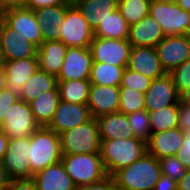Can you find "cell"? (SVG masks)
<instances>
[{
	"mask_svg": "<svg viewBox=\"0 0 190 190\" xmlns=\"http://www.w3.org/2000/svg\"><path fill=\"white\" fill-rule=\"evenodd\" d=\"M130 25L122 17L119 9L109 13L94 29V37L127 39Z\"/></svg>",
	"mask_w": 190,
	"mask_h": 190,
	"instance_id": "f1b7e54d",
	"label": "cell"
},
{
	"mask_svg": "<svg viewBox=\"0 0 190 190\" xmlns=\"http://www.w3.org/2000/svg\"><path fill=\"white\" fill-rule=\"evenodd\" d=\"M59 29V40L67 47L87 48L94 37L93 29L74 4H71L66 9L64 19Z\"/></svg>",
	"mask_w": 190,
	"mask_h": 190,
	"instance_id": "52a82bcc",
	"label": "cell"
},
{
	"mask_svg": "<svg viewBox=\"0 0 190 190\" xmlns=\"http://www.w3.org/2000/svg\"><path fill=\"white\" fill-rule=\"evenodd\" d=\"M60 101L59 90L56 86L53 90L43 92L29 103L34 119L39 126L47 127L49 125Z\"/></svg>",
	"mask_w": 190,
	"mask_h": 190,
	"instance_id": "4316f807",
	"label": "cell"
},
{
	"mask_svg": "<svg viewBox=\"0 0 190 190\" xmlns=\"http://www.w3.org/2000/svg\"><path fill=\"white\" fill-rule=\"evenodd\" d=\"M177 190H190V169H187L185 176L177 182Z\"/></svg>",
	"mask_w": 190,
	"mask_h": 190,
	"instance_id": "7dc6e473",
	"label": "cell"
},
{
	"mask_svg": "<svg viewBox=\"0 0 190 190\" xmlns=\"http://www.w3.org/2000/svg\"><path fill=\"white\" fill-rule=\"evenodd\" d=\"M6 73L5 69L0 70V91H2L6 87Z\"/></svg>",
	"mask_w": 190,
	"mask_h": 190,
	"instance_id": "f5cc1de1",
	"label": "cell"
},
{
	"mask_svg": "<svg viewBox=\"0 0 190 190\" xmlns=\"http://www.w3.org/2000/svg\"><path fill=\"white\" fill-rule=\"evenodd\" d=\"M76 190H118V188L116 186L114 178L112 176H107L100 182L80 186L77 187Z\"/></svg>",
	"mask_w": 190,
	"mask_h": 190,
	"instance_id": "b9f144b4",
	"label": "cell"
},
{
	"mask_svg": "<svg viewBox=\"0 0 190 190\" xmlns=\"http://www.w3.org/2000/svg\"><path fill=\"white\" fill-rule=\"evenodd\" d=\"M61 162L76 187L100 182L108 176L100 153L62 154Z\"/></svg>",
	"mask_w": 190,
	"mask_h": 190,
	"instance_id": "277c9868",
	"label": "cell"
},
{
	"mask_svg": "<svg viewBox=\"0 0 190 190\" xmlns=\"http://www.w3.org/2000/svg\"><path fill=\"white\" fill-rule=\"evenodd\" d=\"M74 5L94 29L109 13L118 9L119 0H78Z\"/></svg>",
	"mask_w": 190,
	"mask_h": 190,
	"instance_id": "484cf974",
	"label": "cell"
},
{
	"mask_svg": "<svg viewBox=\"0 0 190 190\" xmlns=\"http://www.w3.org/2000/svg\"><path fill=\"white\" fill-rule=\"evenodd\" d=\"M67 3H70V4H74L75 2H77L78 0H65Z\"/></svg>",
	"mask_w": 190,
	"mask_h": 190,
	"instance_id": "11a10c76",
	"label": "cell"
},
{
	"mask_svg": "<svg viewBox=\"0 0 190 190\" xmlns=\"http://www.w3.org/2000/svg\"><path fill=\"white\" fill-rule=\"evenodd\" d=\"M54 5H71L65 0H27L26 8L37 10L43 7H50Z\"/></svg>",
	"mask_w": 190,
	"mask_h": 190,
	"instance_id": "ee69618b",
	"label": "cell"
},
{
	"mask_svg": "<svg viewBox=\"0 0 190 190\" xmlns=\"http://www.w3.org/2000/svg\"><path fill=\"white\" fill-rule=\"evenodd\" d=\"M179 95L190 89V58L169 73Z\"/></svg>",
	"mask_w": 190,
	"mask_h": 190,
	"instance_id": "74e56055",
	"label": "cell"
},
{
	"mask_svg": "<svg viewBox=\"0 0 190 190\" xmlns=\"http://www.w3.org/2000/svg\"><path fill=\"white\" fill-rule=\"evenodd\" d=\"M175 156L186 169H190V133H183V143Z\"/></svg>",
	"mask_w": 190,
	"mask_h": 190,
	"instance_id": "ab89813d",
	"label": "cell"
},
{
	"mask_svg": "<svg viewBox=\"0 0 190 190\" xmlns=\"http://www.w3.org/2000/svg\"><path fill=\"white\" fill-rule=\"evenodd\" d=\"M151 0H119L118 9L129 25L140 22L149 14Z\"/></svg>",
	"mask_w": 190,
	"mask_h": 190,
	"instance_id": "d6a6232c",
	"label": "cell"
},
{
	"mask_svg": "<svg viewBox=\"0 0 190 190\" xmlns=\"http://www.w3.org/2000/svg\"><path fill=\"white\" fill-rule=\"evenodd\" d=\"M155 48L166 73H170L190 58L188 35L165 36Z\"/></svg>",
	"mask_w": 190,
	"mask_h": 190,
	"instance_id": "7c38bea8",
	"label": "cell"
},
{
	"mask_svg": "<svg viewBox=\"0 0 190 190\" xmlns=\"http://www.w3.org/2000/svg\"><path fill=\"white\" fill-rule=\"evenodd\" d=\"M68 47L60 40L43 41L37 48L39 69L56 77L61 71Z\"/></svg>",
	"mask_w": 190,
	"mask_h": 190,
	"instance_id": "603a6c76",
	"label": "cell"
},
{
	"mask_svg": "<svg viewBox=\"0 0 190 190\" xmlns=\"http://www.w3.org/2000/svg\"><path fill=\"white\" fill-rule=\"evenodd\" d=\"M145 109V93L131 89L129 87H120V100L118 112L129 114Z\"/></svg>",
	"mask_w": 190,
	"mask_h": 190,
	"instance_id": "836d02e7",
	"label": "cell"
},
{
	"mask_svg": "<svg viewBox=\"0 0 190 190\" xmlns=\"http://www.w3.org/2000/svg\"><path fill=\"white\" fill-rule=\"evenodd\" d=\"M92 63L89 47H68L57 80L89 79Z\"/></svg>",
	"mask_w": 190,
	"mask_h": 190,
	"instance_id": "2e32d148",
	"label": "cell"
},
{
	"mask_svg": "<svg viewBox=\"0 0 190 190\" xmlns=\"http://www.w3.org/2000/svg\"><path fill=\"white\" fill-rule=\"evenodd\" d=\"M28 160L31 178L44 168L62 159L59 135L48 127L40 126L29 136Z\"/></svg>",
	"mask_w": 190,
	"mask_h": 190,
	"instance_id": "3957f363",
	"label": "cell"
},
{
	"mask_svg": "<svg viewBox=\"0 0 190 190\" xmlns=\"http://www.w3.org/2000/svg\"><path fill=\"white\" fill-rule=\"evenodd\" d=\"M28 148L29 136L9 139L8 148L1 162L11 180L31 178Z\"/></svg>",
	"mask_w": 190,
	"mask_h": 190,
	"instance_id": "8fae6325",
	"label": "cell"
},
{
	"mask_svg": "<svg viewBox=\"0 0 190 190\" xmlns=\"http://www.w3.org/2000/svg\"><path fill=\"white\" fill-rule=\"evenodd\" d=\"M27 0H0V14L10 8L26 7Z\"/></svg>",
	"mask_w": 190,
	"mask_h": 190,
	"instance_id": "bcb514c9",
	"label": "cell"
},
{
	"mask_svg": "<svg viewBox=\"0 0 190 190\" xmlns=\"http://www.w3.org/2000/svg\"><path fill=\"white\" fill-rule=\"evenodd\" d=\"M6 87L21 99L22 86L38 69L37 57L5 61Z\"/></svg>",
	"mask_w": 190,
	"mask_h": 190,
	"instance_id": "d6986e66",
	"label": "cell"
},
{
	"mask_svg": "<svg viewBox=\"0 0 190 190\" xmlns=\"http://www.w3.org/2000/svg\"><path fill=\"white\" fill-rule=\"evenodd\" d=\"M159 164L162 174L170 177L176 182L180 181L187 171L176 156L164 157L159 160Z\"/></svg>",
	"mask_w": 190,
	"mask_h": 190,
	"instance_id": "8d00e7d4",
	"label": "cell"
},
{
	"mask_svg": "<svg viewBox=\"0 0 190 190\" xmlns=\"http://www.w3.org/2000/svg\"><path fill=\"white\" fill-rule=\"evenodd\" d=\"M9 138L5 135V133L0 128V161L3 158L6 150L8 148Z\"/></svg>",
	"mask_w": 190,
	"mask_h": 190,
	"instance_id": "c3c4849f",
	"label": "cell"
},
{
	"mask_svg": "<svg viewBox=\"0 0 190 190\" xmlns=\"http://www.w3.org/2000/svg\"><path fill=\"white\" fill-rule=\"evenodd\" d=\"M0 18L37 48L43 42L41 26L34 10L26 7L10 8L3 11Z\"/></svg>",
	"mask_w": 190,
	"mask_h": 190,
	"instance_id": "9c48e42d",
	"label": "cell"
},
{
	"mask_svg": "<svg viewBox=\"0 0 190 190\" xmlns=\"http://www.w3.org/2000/svg\"><path fill=\"white\" fill-rule=\"evenodd\" d=\"M154 190H177V182L162 174L158 179Z\"/></svg>",
	"mask_w": 190,
	"mask_h": 190,
	"instance_id": "f6af8a7d",
	"label": "cell"
},
{
	"mask_svg": "<svg viewBox=\"0 0 190 190\" xmlns=\"http://www.w3.org/2000/svg\"><path fill=\"white\" fill-rule=\"evenodd\" d=\"M132 45L127 39L93 37L89 50L93 62L127 66Z\"/></svg>",
	"mask_w": 190,
	"mask_h": 190,
	"instance_id": "30bf717a",
	"label": "cell"
},
{
	"mask_svg": "<svg viewBox=\"0 0 190 190\" xmlns=\"http://www.w3.org/2000/svg\"><path fill=\"white\" fill-rule=\"evenodd\" d=\"M180 95L169 73L153 79L145 92V109L148 112L157 111L163 107L179 104Z\"/></svg>",
	"mask_w": 190,
	"mask_h": 190,
	"instance_id": "4fadbf2b",
	"label": "cell"
},
{
	"mask_svg": "<svg viewBox=\"0 0 190 190\" xmlns=\"http://www.w3.org/2000/svg\"><path fill=\"white\" fill-rule=\"evenodd\" d=\"M120 86L91 84L87 107L90 115L97 118L119 110Z\"/></svg>",
	"mask_w": 190,
	"mask_h": 190,
	"instance_id": "e0dca14e",
	"label": "cell"
},
{
	"mask_svg": "<svg viewBox=\"0 0 190 190\" xmlns=\"http://www.w3.org/2000/svg\"><path fill=\"white\" fill-rule=\"evenodd\" d=\"M164 37L161 26L148 14L140 22L130 25L127 40L132 46L155 48Z\"/></svg>",
	"mask_w": 190,
	"mask_h": 190,
	"instance_id": "44dd1931",
	"label": "cell"
},
{
	"mask_svg": "<svg viewBox=\"0 0 190 190\" xmlns=\"http://www.w3.org/2000/svg\"><path fill=\"white\" fill-rule=\"evenodd\" d=\"M146 152V142L136 137L101 140L100 156L108 176L128 167Z\"/></svg>",
	"mask_w": 190,
	"mask_h": 190,
	"instance_id": "6da1fadb",
	"label": "cell"
},
{
	"mask_svg": "<svg viewBox=\"0 0 190 190\" xmlns=\"http://www.w3.org/2000/svg\"><path fill=\"white\" fill-rule=\"evenodd\" d=\"M8 190H37V186L32 178L13 179L10 180Z\"/></svg>",
	"mask_w": 190,
	"mask_h": 190,
	"instance_id": "7bdbcfd3",
	"label": "cell"
},
{
	"mask_svg": "<svg viewBox=\"0 0 190 190\" xmlns=\"http://www.w3.org/2000/svg\"><path fill=\"white\" fill-rule=\"evenodd\" d=\"M57 87L61 101L87 104L91 87L89 79L57 80Z\"/></svg>",
	"mask_w": 190,
	"mask_h": 190,
	"instance_id": "f546056e",
	"label": "cell"
},
{
	"mask_svg": "<svg viewBox=\"0 0 190 190\" xmlns=\"http://www.w3.org/2000/svg\"><path fill=\"white\" fill-rule=\"evenodd\" d=\"M91 118L87 104L60 101L47 127L60 135L67 130L86 123Z\"/></svg>",
	"mask_w": 190,
	"mask_h": 190,
	"instance_id": "9a60e30c",
	"label": "cell"
},
{
	"mask_svg": "<svg viewBox=\"0 0 190 190\" xmlns=\"http://www.w3.org/2000/svg\"><path fill=\"white\" fill-rule=\"evenodd\" d=\"M126 67L103 62H93L89 81L93 85L120 86L122 74Z\"/></svg>",
	"mask_w": 190,
	"mask_h": 190,
	"instance_id": "4dcf8cb0",
	"label": "cell"
},
{
	"mask_svg": "<svg viewBox=\"0 0 190 190\" xmlns=\"http://www.w3.org/2000/svg\"><path fill=\"white\" fill-rule=\"evenodd\" d=\"M0 48L5 61L37 57V47L0 18Z\"/></svg>",
	"mask_w": 190,
	"mask_h": 190,
	"instance_id": "5bb4252c",
	"label": "cell"
},
{
	"mask_svg": "<svg viewBox=\"0 0 190 190\" xmlns=\"http://www.w3.org/2000/svg\"><path fill=\"white\" fill-rule=\"evenodd\" d=\"M151 133L179 127L178 104L163 107L154 112H148Z\"/></svg>",
	"mask_w": 190,
	"mask_h": 190,
	"instance_id": "1f68e13d",
	"label": "cell"
},
{
	"mask_svg": "<svg viewBox=\"0 0 190 190\" xmlns=\"http://www.w3.org/2000/svg\"><path fill=\"white\" fill-rule=\"evenodd\" d=\"M179 128L183 133H190V105L181 100L178 104Z\"/></svg>",
	"mask_w": 190,
	"mask_h": 190,
	"instance_id": "60d3db41",
	"label": "cell"
},
{
	"mask_svg": "<svg viewBox=\"0 0 190 190\" xmlns=\"http://www.w3.org/2000/svg\"><path fill=\"white\" fill-rule=\"evenodd\" d=\"M0 190H8V187L0 188Z\"/></svg>",
	"mask_w": 190,
	"mask_h": 190,
	"instance_id": "9f6ffc18",
	"label": "cell"
},
{
	"mask_svg": "<svg viewBox=\"0 0 190 190\" xmlns=\"http://www.w3.org/2000/svg\"><path fill=\"white\" fill-rule=\"evenodd\" d=\"M161 175L159 160L146 152L140 159L118 170L112 177L118 190H154Z\"/></svg>",
	"mask_w": 190,
	"mask_h": 190,
	"instance_id": "7a4b0ae2",
	"label": "cell"
},
{
	"mask_svg": "<svg viewBox=\"0 0 190 190\" xmlns=\"http://www.w3.org/2000/svg\"><path fill=\"white\" fill-rule=\"evenodd\" d=\"M151 82V78H148L145 75L130 70L126 67L122 74L120 87H129L131 89L145 93L150 87Z\"/></svg>",
	"mask_w": 190,
	"mask_h": 190,
	"instance_id": "d590c367",
	"label": "cell"
},
{
	"mask_svg": "<svg viewBox=\"0 0 190 190\" xmlns=\"http://www.w3.org/2000/svg\"><path fill=\"white\" fill-rule=\"evenodd\" d=\"M180 100L187 105H190V89L186 90L180 95Z\"/></svg>",
	"mask_w": 190,
	"mask_h": 190,
	"instance_id": "816d5d0a",
	"label": "cell"
},
{
	"mask_svg": "<svg viewBox=\"0 0 190 190\" xmlns=\"http://www.w3.org/2000/svg\"><path fill=\"white\" fill-rule=\"evenodd\" d=\"M37 190H76L74 182L60 161L35 173L32 177Z\"/></svg>",
	"mask_w": 190,
	"mask_h": 190,
	"instance_id": "7402d4cb",
	"label": "cell"
},
{
	"mask_svg": "<svg viewBox=\"0 0 190 190\" xmlns=\"http://www.w3.org/2000/svg\"><path fill=\"white\" fill-rule=\"evenodd\" d=\"M69 6L70 5H54L34 10L38 23L41 26L43 41L59 40V26Z\"/></svg>",
	"mask_w": 190,
	"mask_h": 190,
	"instance_id": "d4e9b609",
	"label": "cell"
},
{
	"mask_svg": "<svg viewBox=\"0 0 190 190\" xmlns=\"http://www.w3.org/2000/svg\"><path fill=\"white\" fill-rule=\"evenodd\" d=\"M4 67H5V59L3 56V52L0 48V70H4Z\"/></svg>",
	"mask_w": 190,
	"mask_h": 190,
	"instance_id": "db71d44e",
	"label": "cell"
},
{
	"mask_svg": "<svg viewBox=\"0 0 190 190\" xmlns=\"http://www.w3.org/2000/svg\"><path fill=\"white\" fill-rule=\"evenodd\" d=\"M10 177L3 167L2 162L0 161V188L8 187L10 183Z\"/></svg>",
	"mask_w": 190,
	"mask_h": 190,
	"instance_id": "681fc988",
	"label": "cell"
},
{
	"mask_svg": "<svg viewBox=\"0 0 190 190\" xmlns=\"http://www.w3.org/2000/svg\"><path fill=\"white\" fill-rule=\"evenodd\" d=\"M149 14L165 36L187 35L190 31V12L180 8L174 0H151Z\"/></svg>",
	"mask_w": 190,
	"mask_h": 190,
	"instance_id": "5b68a950",
	"label": "cell"
},
{
	"mask_svg": "<svg viewBox=\"0 0 190 190\" xmlns=\"http://www.w3.org/2000/svg\"><path fill=\"white\" fill-rule=\"evenodd\" d=\"M183 143V132L179 127L151 133L146 142L147 153L158 160L164 157L175 156Z\"/></svg>",
	"mask_w": 190,
	"mask_h": 190,
	"instance_id": "ffe728a7",
	"label": "cell"
},
{
	"mask_svg": "<svg viewBox=\"0 0 190 190\" xmlns=\"http://www.w3.org/2000/svg\"><path fill=\"white\" fill-rule=\"evenodd\" d=\"M127 68L152 80L166 74L154 47L132 46Z\"/></svg>",
	"mask_w": 190,
	"mask_h": 190,
	"instance_id": "ac0fdd59",
	"label": "cell"
},
{
	"mask_svg": "<svg viewBox=\"0 0 190 190\" xmlns=\"http://www.w3.org/2000/svg\"><path fill=\"white\" fill-rule=\"evenodd\" d=\"M18 99L19 98L13 95L7 87L0 91V125L3 122L5 115H7L9 108Z\"/></svg>",
	"mask_w": 190,
	"mask_h": 190,
	"instance_id": "f35d334b",
	"label": "cell"
},
{
	"mask_svg": "<svg viewBox=\"0 0 190 190\" xmlns=\"http://www.w3.org/2000/svg\"><path fill=\"white\" fill-rule=\"evenodd\" d=\"M100 140L134 137L127 115L121 112L110 113L96 118Z\"/></svg>",
	"mask_w": 190,
	"mask_h": 190,
	"instance_id": "cb8c5ba5",
	"label": "cell"
},
{
	"mask_svg": "<svg viewBox=\"0 0 190 190\" xmlns=\"http://www.w3.org/2000/svg\"><path fill=\"white\" fill-rule=\"evenodd\" d=\"M178 6L188 12H190V0H174Z\"/></svg>",
	"mask_w": 190,
	"mask_h": 190,
	"instance_id": "f907efd6",
	"label": "cell"
},
{
	"mask_svg": "<svg viewBox=\"0 0 190 190\" xmlns=\"http://www.w3.org/2000/svg\"><path fill=\"white\" fill-rule=\"evenodd\" d=\"M39 127L30 104L20 99L9 108L0 125L1 130L9 139L31 136Z\"/></svg>",
	"mask_w": 190,
	"mask_h": 190,
	"instance_id": "ba28073f",
	"label": "cell"
},
{
	"mask_svg": "<svg viewBox=\"0 0 190 190\" xmlns=\"http://www.w3.org/2000/svg\"><path fill=\"white\" fill-rule=\"evenodd\" d=\"M127 119L134 137L147 142L151 135L148 111L144 109L129 113Z\"/></svg>",
	"mask_w": 190,
	"mask_h": 190,
	"instance_id": "e575fe53",
	"label": "cell"
},
{
	"mask_svg": "<svg viewBox=\"0 0 190 190\" xmlns=\"http://www.w3.org/2000/svg\"><path fill=\"white\" fill-rule=\"evenodd\" d=\"M62 154L100 153L101 140L96 118L59 135Z\"/></svg>",
	"mask_w": 190,
	"mask_h": 190,
	"instance_id": "8992f818",
	"label": "cell"
},
{
	"mask_svg": "<svg viewBox=\"0 0 190 190\" xmlns=\"http://www.w3.org/2000/svg\"><path fill=\"white\" fill-rule=\"evenodd\" d=\"M57 86V77L38 69L22 86L21 99L28 104Z\"/></svg>",
	"mask_w": 190,
	"mask_h": 190,
	"instance_id": "83f0119b",
	"label": "cell"
}]
</instances>
